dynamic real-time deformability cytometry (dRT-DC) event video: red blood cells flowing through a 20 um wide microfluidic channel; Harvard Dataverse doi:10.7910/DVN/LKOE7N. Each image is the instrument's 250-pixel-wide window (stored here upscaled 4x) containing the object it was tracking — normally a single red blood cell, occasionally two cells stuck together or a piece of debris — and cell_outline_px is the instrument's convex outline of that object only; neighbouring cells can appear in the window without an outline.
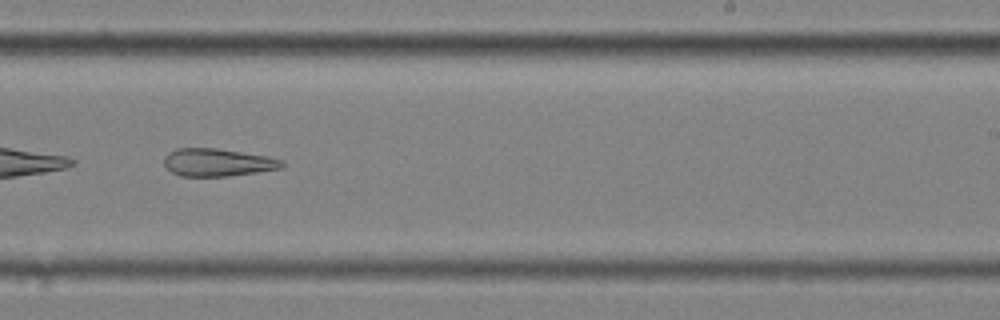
{"species": "common noctule bat (a hibernating species)", "species_latin": "Nyctalus noctula", "temperature_condition": "cold", "stored_images_in_passage": 12, "camera_frame_rate_fps": 3000, "um_per_image_px": 0.085, "animal": {"sex": "female", "body_mass_g": 25.1}, "frame": {"image": 1, "passage_image": 7, "time_ms": 2.0, "image_size_px": [1000, 320], "cell_outline_px": [[284, 168], [228, 176], [180, 176], [172, 172], [164, 164], [164, 156], [168, 152], [176, 148], [216, 148], [268, 156], [284, 160]], "centroid_in_image_um": [18.51, 13.8], "position_along_channel_um": 270.5, "area_um2": 19.13}}